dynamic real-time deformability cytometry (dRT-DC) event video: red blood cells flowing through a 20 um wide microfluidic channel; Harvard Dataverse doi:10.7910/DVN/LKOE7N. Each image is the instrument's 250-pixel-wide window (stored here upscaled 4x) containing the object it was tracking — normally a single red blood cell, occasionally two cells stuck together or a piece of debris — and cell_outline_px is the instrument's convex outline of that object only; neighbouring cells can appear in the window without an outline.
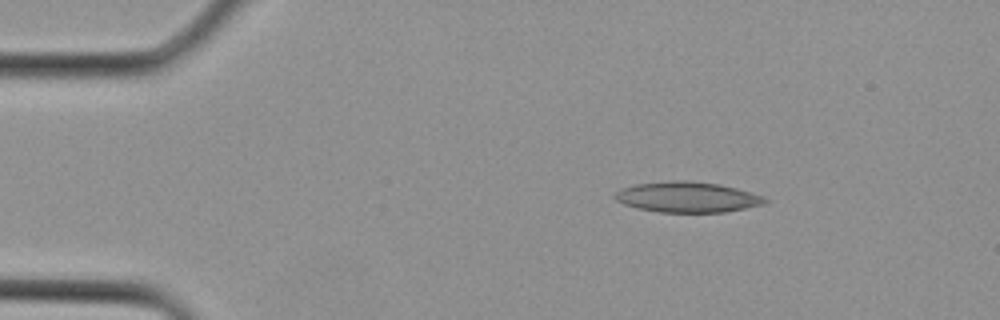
{"species": "Egyptian fruit bat (a non-hibernating species)", "species_latin": "Rousettus aegyptiacus", "temperature_condition": "cold", "stored_images_in_passage": 2, "camera_frame_rate_fps": 3000, "um_per_image_px": 0.085, "animal": {"sex": "female"}, "frame": {"image": 1, "passage_image": 1, "time_ms": 0.0, "image_size_px": [1000, 320], "cell_outline_px": [[768, 200], [764, 204], [724, 212], [660, 212], [636, 208], [624, 204], [616, 200], [612, 196], [620, 188], [636, 184], [672, 180], [688, 180], [720, 184], [752, 192], [764, 196]], "centroid_in_image_um": [58.4, 16.74], "position_along_channel_um": 26.6, "area_um2": 26.82}}